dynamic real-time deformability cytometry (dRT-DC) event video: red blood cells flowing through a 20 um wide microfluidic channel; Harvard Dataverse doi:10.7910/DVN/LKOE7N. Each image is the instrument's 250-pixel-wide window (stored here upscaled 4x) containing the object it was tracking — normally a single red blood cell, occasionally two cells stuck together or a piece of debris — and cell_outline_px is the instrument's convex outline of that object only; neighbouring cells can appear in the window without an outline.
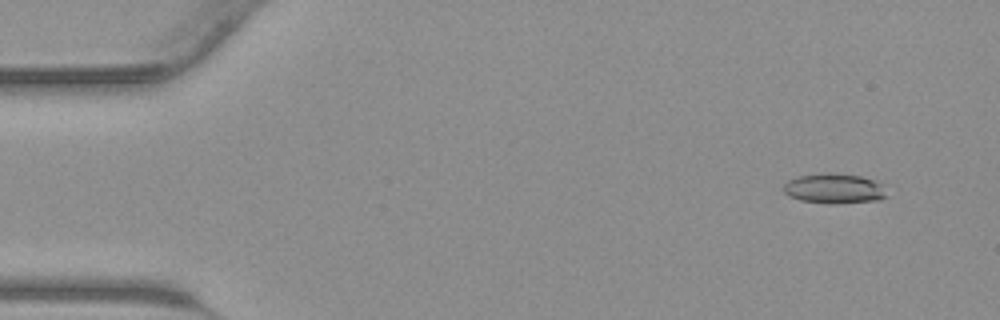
{"species": "common noctule bat (a hibernating species)", "species_latin": "Nyctalus noctula", "temperature_condition": "warm", "stored_images_in_passage": 44, "camera_frame_rate_fps": 3000, "um_per_image_px": 0.085, "animal": {"sex": "male", "body_mass_g": 23.1, "forearm_length_mm": 52.7}, "frame": {"image": 1, "passage_image": 4, "time_ms": 1.0, "image_size_px": [1000, 320], "cell_outline_px": [[888, 196], [880, 200], [832, 204], [828, 204], [800, 200], [788, 196], [784, 192], [784, 184], [788, 180], [796, 176], [824, 172], [828, 172], [860, 176], [872, 180], [880, 184]], "centroid_in_image_um": [70.86, 16.03], "position_along_channel_um": 14.1, "area_um2": 18.15}}
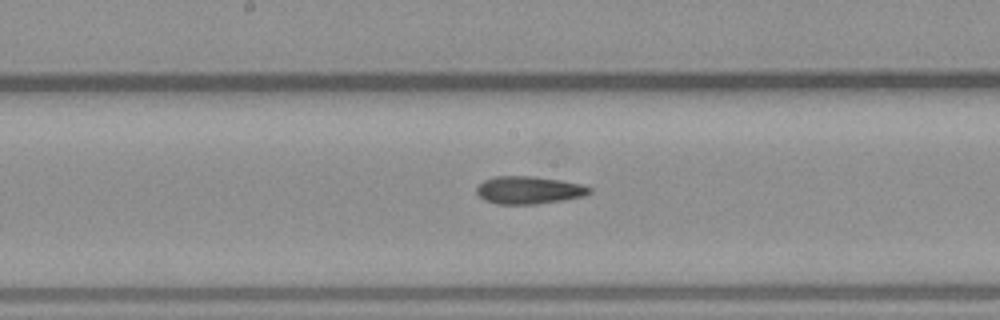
{"frame": {"image": 2, "passage_image": 23, "time_ms": 7.333, "image_size_px": [1000, 320], "cell_outline_px": [[592, 192], [584, 196], [564, 200], [536, 204], [496, 204], [484, 200], [476, 192], [476, 188], [484, 180], [496, 176], [532, 176], [560, 180], [580, 184], [592, 188]], "centroid_in_image_um": [44.95, 16.16], "position_along_channel_um": 203.2, "area_um2": 18.21}}
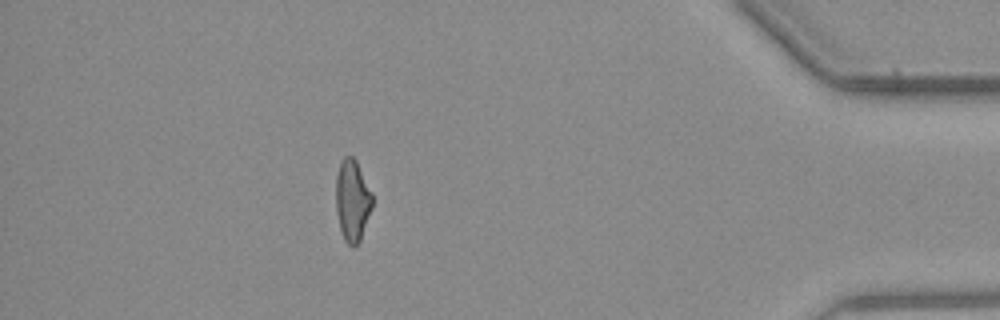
{"frame": {"image": 3, "passage_image": 39, "time_ms": 12.667, "image_size_px": [1000, 320], "cell_outline_px": [[372, 208], [360, 240], [356, 248], [352, 248], [344, 240], [340, 228], [336, 212], [336, 176], [340, 160], [344, 156], [352, 156], [356, 160], [372, 192]], "centroid_in_image_um": [29.94, 17.04], "position_along_channel_um": 405.3, "area_um2": 17.51}}